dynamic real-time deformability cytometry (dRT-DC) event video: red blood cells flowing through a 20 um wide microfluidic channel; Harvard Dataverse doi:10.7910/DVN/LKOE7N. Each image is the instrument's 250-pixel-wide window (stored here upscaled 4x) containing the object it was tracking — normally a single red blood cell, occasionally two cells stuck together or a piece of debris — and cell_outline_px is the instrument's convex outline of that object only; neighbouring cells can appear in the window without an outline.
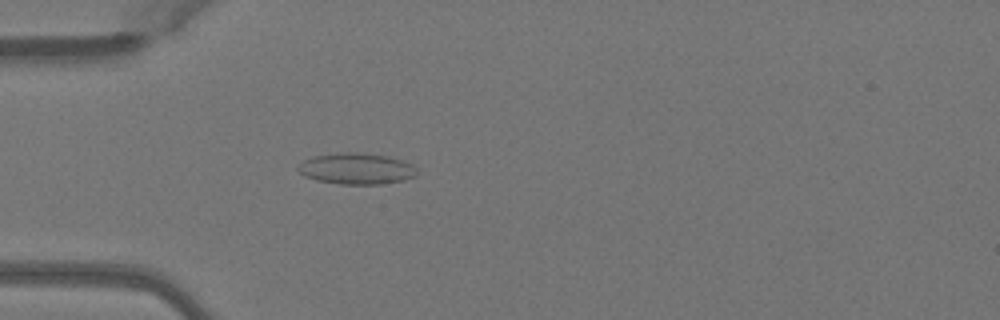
{"species": "Egyptian fruit bat (a non-hibernating species)", "species_latin": "Rousettus aegyptiacus", "temperature_condition": "warm", "stored_images_in_passage": 30, "camera_frame_rate_fps": 3000, "um_per_image_px": 0.085, "animal": {"sex": "female"}, "frame": {"image": 1, "passage_image": 2, "time_ms": 0.333, "image_size_px": [1000, 320], "cell_outline_px": [[416, 176], [404, 180], [380, 184], [340, 184], [316, 180], [304, 176], [296, 168], [304, 160], [312, 156], [336, 152], [356, 152], [388, 156], [412, 164], [416, 168]], "centroid_in_image_um": [30.27, 14.33], "position_along_channel_um": 54.7, "area_um2": 21.68}}
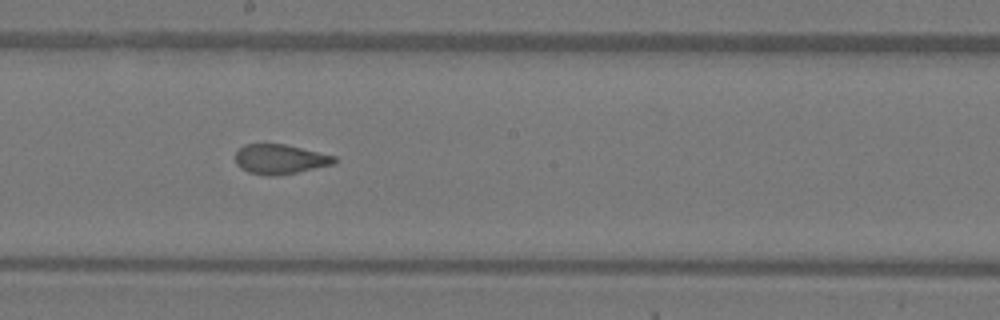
{"frame": {"image": 2, "passage_image": 15, "time_ms": 4.667, "image_size_px": [1000, 320], "cell_outline_px": [[336, 164], [276, 176], [268, 176], [248, 172], [240, 168], [236, 164], [236, 152], [244, 144], [284, 144], [336, 156]], "centroid_in_image_um": [23.8, 13.54], "position_along_channel_um": 224.4, "area_um2": 17.11}}
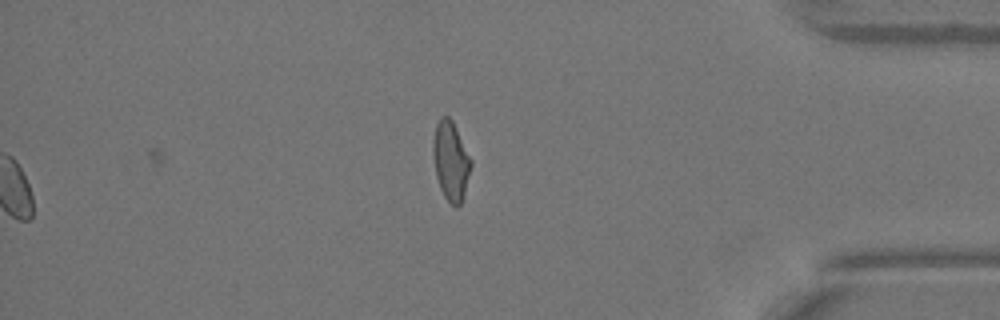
{"frame": {"image": 3, "passage_image": 30, "time_ms": 9.667, "image_size_px": [1000, 320], "cell_outline_px": [[472, 164], [464, 192], [460, 204], [456, 208], [444, 196], [440, 188], [436, 176], [432, 152], [432, 140], [436, 124], [440, 116], [448, 116], [452, 120], [472, 160]], "centroid_in_image_um": [38.29, 13.64], "position_along_channel_um": 396.9, "area_um2": 17.4}, "authors_computed_cell_mechanics": {"area_um2": 17.6868, "velocity_mm_per_s": 4.0692, "shape_relaxation_time_tau1_ms": null, "shape_relaxation_time_tau2_ms": 0.9298, "deformation_change_tau1": null, "deformation_change_tau2": 0.0739}}